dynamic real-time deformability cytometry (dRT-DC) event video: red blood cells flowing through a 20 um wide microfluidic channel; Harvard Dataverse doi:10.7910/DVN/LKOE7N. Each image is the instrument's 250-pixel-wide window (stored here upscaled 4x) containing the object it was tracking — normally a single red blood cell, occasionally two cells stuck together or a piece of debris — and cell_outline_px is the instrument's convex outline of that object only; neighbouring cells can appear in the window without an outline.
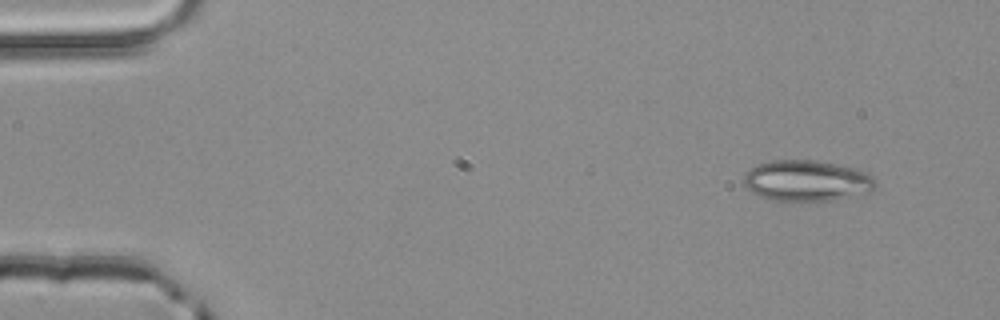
{"species": "common noctule bat (a hibernating species)", "species_latin": "Nyctalus noctula", "temperature_condition": "room temperature", "stored_images_in_passage": 3, "camera_frame_rate_fps": 3000, "um_per_image_px": 0.085, "animal": {"sex": "male", "body_mass_g": 20.4}, "frame": {"image": 1, "passage_image": 1, "time_ms": 0.0, "image_size_px": [1000, 320], "cell_outline_px": [[876, 184], [872, 192], [832, 200], [772, 200], [760, 196], [744, 188], [744, 172], [756, 164], [772, 160], [816, 160], [856, 168], [872, 176], [876, 180]], "centroid_in_image_um": [68.56, 15.35], "position_along_channel_um": 16.4, "area_um2": 31.56}}